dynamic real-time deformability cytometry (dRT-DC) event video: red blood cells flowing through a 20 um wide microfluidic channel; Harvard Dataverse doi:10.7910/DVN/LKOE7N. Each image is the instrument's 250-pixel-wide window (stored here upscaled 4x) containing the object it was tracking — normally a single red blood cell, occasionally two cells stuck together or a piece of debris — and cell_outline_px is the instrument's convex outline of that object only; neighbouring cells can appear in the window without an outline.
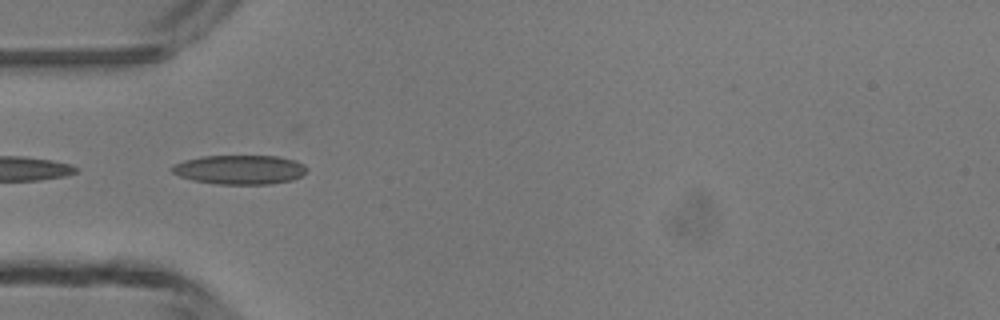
{"species": "common noctule bat (a hibernating species)", "species_latin": "Nyctalus noctula", "temperature_condition": "room temperature", "stored_images_in_passage": 6, "camera_frame_rate_fps": 3000, "um_per_image_px": 0.085, "animal": {"sex": "male", "body_mass_g": 13.3}, "frame": {"image": 1, "passage_image": 5, "time_ms": 4.667, "image_size_px": [1000, 320], "cell_outline_px": [[308, 168], [300, 176], [292, 180], [272, 184], [216, 184], [192, 180], [180, 176], [172, 172], [168, 168], [184, 160], [204, 156], [276, 156], [296, 160], [304, 164]], "centroid_in_image_um": [20.38, 14.42], "position_along_channel_um": 64.6, "area_um2": 23.0}}
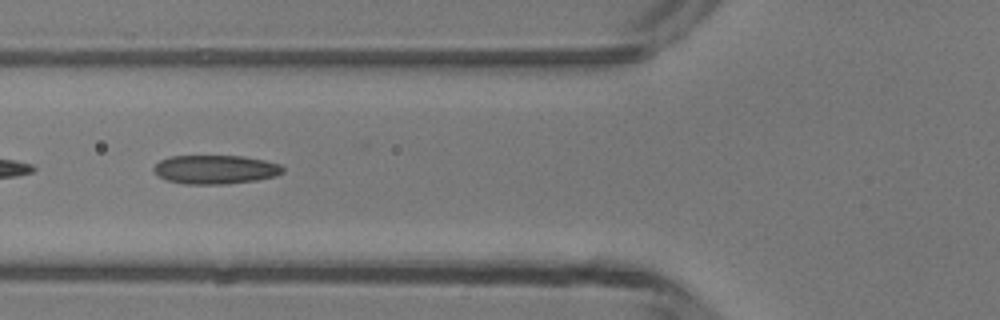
{"frame": {"image": 2, "passage_image": 6, "time_ms": 5.667, "image_size_px": [1000, 320], "cell_outline_px": [[284, 172], [276, 176], [256, 180], [228, 184], [184, 184], [168, 180], [160, 176], [152, 168], [160, 160], [168, 156], [244, 156], [264, 160], [280, 164], [284, 168]], "centroid_in_image_um": [18.33, 14.4], "position_along_channel_um": 107.5, "area_um2": 21.73}}